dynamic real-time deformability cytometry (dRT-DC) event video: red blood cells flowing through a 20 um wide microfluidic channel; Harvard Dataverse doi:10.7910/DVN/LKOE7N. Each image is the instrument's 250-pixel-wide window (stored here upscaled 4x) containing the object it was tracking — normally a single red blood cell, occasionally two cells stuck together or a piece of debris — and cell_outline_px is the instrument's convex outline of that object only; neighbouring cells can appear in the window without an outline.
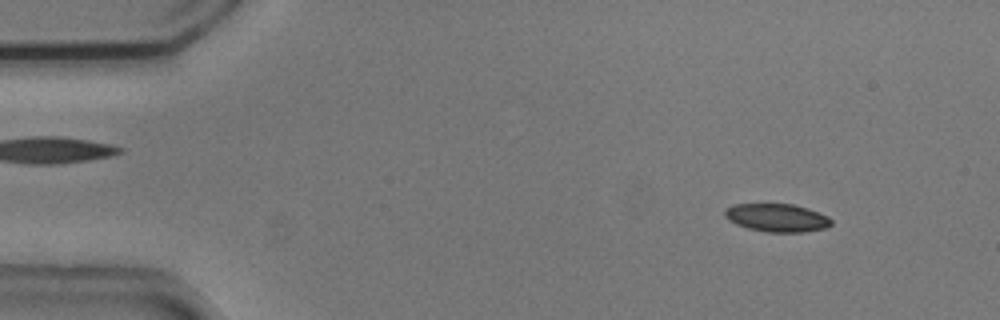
{"species": "common noctule bat (a hibernating species)", "species_latin": "Nyctalus noctula", "temperature_condition": "cold", "stored_images_in_passage": 49, "camera_frame_rate_fps": 3000, "um_per_image_px": 0.085, "animal": {"sex": "male", "body_mass_g": 20.5, "forearm_length_mm": 52.5}, "frame": {"image": 1, "passage_image": 1, "time_ms": 0.0, "image_size_px": [1000, 320], "cell_outline_px": [[832, 224], [824, 228], [804, 232], [768, 232], [748, 228], [736, 224], [728, 220], [724, 216], [724, 208], [732, 204], [792, 204], [808, 208], [828, 216], [832, 220]], "centroid_in_image_um": [66.01, 18.5], "position_along_channel_um": 19.0, "area_um2": 17.51}}
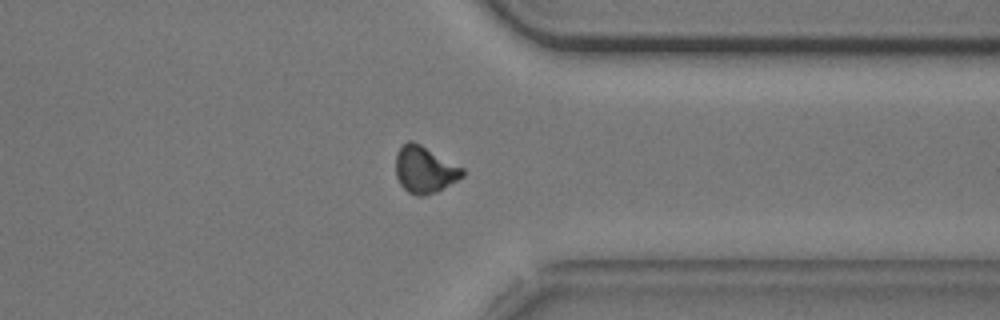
{"frame": {"image": 2, "passage_image": 37, "time_ms": 12.0, "image_size_px": [1000, 320], "cell_outline_px": [[464, 176], [436, 192], [424, 196], [416, 196], [408, 192], [400, 184], [396, 176], [396, 152], [400, 144], [408, 140], [412, 140], [420, 144], [464, 168]], "centroid_in_image_um": [36.07, 14.4], "position_along_channel_um": 375.3, "area_um2": 18.32}}
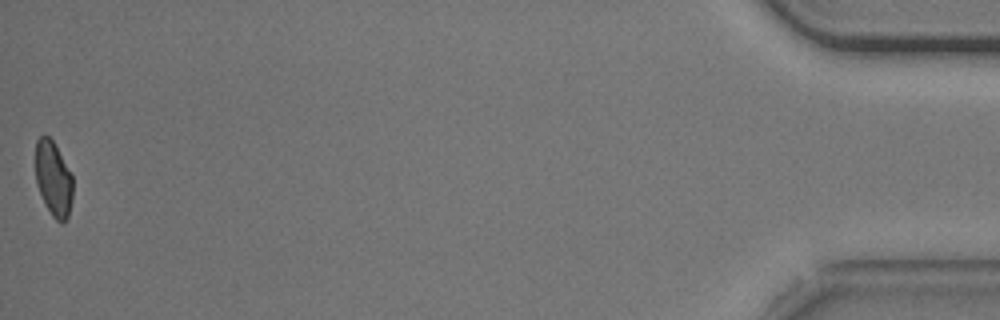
{"frame": {"image": 3, "passage_image": 49, "time_ms": 16.0, "image_size_px": [1000, 320], "cell_outline_px": [[72, 200], [68, 216], [64, 224], [60, 224], [52, 216], [44, 204], [36, 184], [36, 140], [40, 136], [48, 136], [52, 140], [72, 176]], "centroid_in_image_um": [4.53, 15.26], "position_along_channel_um": 430.7, "area_um2": 16.24}, "authors_computed_cell_mechanics": {"area_um2": 18.3804, "velocity_mm_per_s": 3.7231, "shape_relaxation_time_tau1_ms": 5.5638, "shape_relaxation_time_tau2_ms": 3.4117, "deformation_change_tau1": 0.1111, "deformation_change_tau2": 0.0665}}